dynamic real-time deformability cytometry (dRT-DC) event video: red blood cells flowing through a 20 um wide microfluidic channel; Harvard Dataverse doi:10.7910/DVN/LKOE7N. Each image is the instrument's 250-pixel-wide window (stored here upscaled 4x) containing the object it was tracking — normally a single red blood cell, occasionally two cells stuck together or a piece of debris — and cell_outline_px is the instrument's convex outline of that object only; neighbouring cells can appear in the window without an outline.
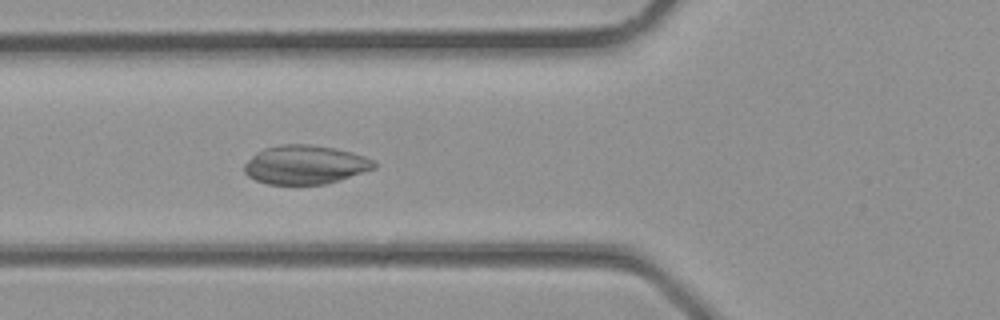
{"species": "common noctule bat (a hibernating species)", "species_latin": "Nyctalus noctula", "temperature_condition": "room temperature", "stored_images_in_passage": 35, "camera_frame_rate_fps": 3000, "um_per_image_px": 0.085, "animal": {"sex": "male", "body_mass_g": 23.1, "forearm_length_mm": 52.7}, "frame": {"image": 1, "passage_image": 13, "time_ms": 4.0, "image_size_px": [1000, 320], "cell_outline_px": [[380, 164], [376, 168], [340, 180], [324, 184], [268, 184], [256, 180], [248, 176], [244, 172], [244, 164], [256, 152], [264, 148], [280, 144], [312, 144], [336, 148], [352, 152], [376, 160]], "centroid_in_image_um": [25.98, 13.99], "position_along_channel_um": 99.8, "area_um2": 29.71}}
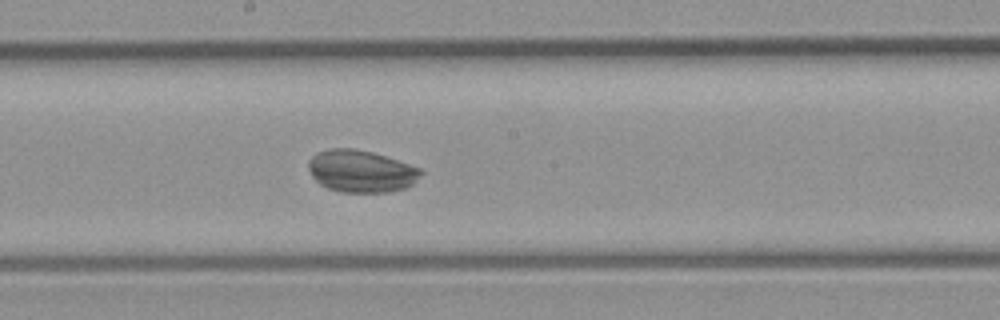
{"frame": {"image": 2, "passage_image": 19, "time_ms": 6.0, "image_size_px": [1000, 320], "cell_outline_px": [[424, 172], [412, 184], [404, 188], [388, 192], [340, 192], [328, 188], [320, 184], [312, 176], [308, 168], [308, 160], [316, 152], [328, 148], [352, 148], [372, 152], [420, 168]], "centroid_in_image_um": [30.65, 14.54], "position_along_channel_um": 217.5, "area_um2": 27.57}}
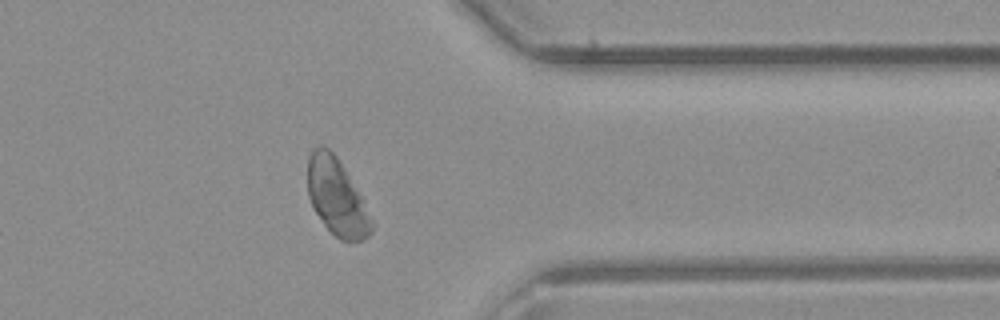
{"frame": {"image": 3, "passage_image": 28, "time_ms": 9.0, "image_size_px": [1000, 320], "cell_outline_px": [[372, 232], [364, 240], [340, 240], [324, 224], [312, 208], [308, 196], [308, 156], [316, 148], [328, 148], [336, 156], [344, 168], [364, 200], [372, 224]], "centroid_in_image_um": [28.62, 16.78], "position_along_channel_um": 382.8, "area_um2": 28.03}}